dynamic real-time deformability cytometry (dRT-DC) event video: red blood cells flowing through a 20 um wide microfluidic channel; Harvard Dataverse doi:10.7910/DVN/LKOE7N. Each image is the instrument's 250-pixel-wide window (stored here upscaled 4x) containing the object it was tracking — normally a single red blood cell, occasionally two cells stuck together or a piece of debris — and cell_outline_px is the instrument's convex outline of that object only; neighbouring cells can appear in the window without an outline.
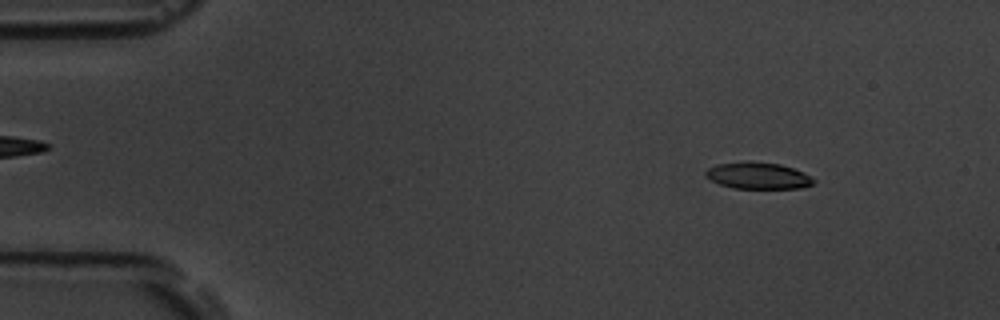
{"species": "common noctule bat (a hibernating species)", "species_latin": "Nyctalus noctula", "temperature_condition": "room temperature", "stored_images_in_passage": 5, "camera_frame_rate_fps": 3000, "um_per_image_px": 0.085, "animal": {"sex": "male", "body_mass_g": 19.5, "forearm_length_mm": 54.6}, "frame": {"image": 1, "passage_image": 2, "time_ms": 0.333, "image_size_px": [1000, 320], "cell_outline_px": [[816, 180], [812, 184], [800, 188], [732, 188], [720, 184], [704, 176], [704, 172], [708, 168], [716, 164], [748, 160], [752, 160], [780, 164], [804, 172]], "centroid_in_image_um": [64.4, 14.91], "position_along_channel_um": 20.6, "area_um2": 16.94}}